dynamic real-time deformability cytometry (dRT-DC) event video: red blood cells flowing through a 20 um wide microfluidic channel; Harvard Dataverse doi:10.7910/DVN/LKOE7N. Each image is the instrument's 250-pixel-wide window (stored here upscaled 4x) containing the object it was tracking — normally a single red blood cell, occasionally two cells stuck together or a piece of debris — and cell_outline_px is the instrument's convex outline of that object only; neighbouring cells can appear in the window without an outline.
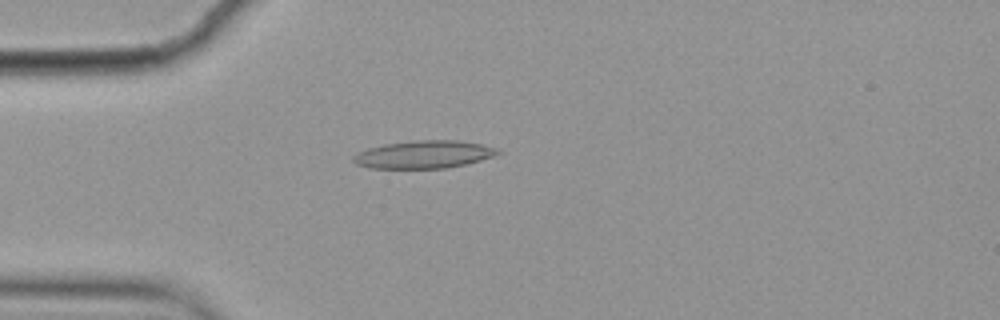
{"species": "common noctule bat (a hibernating species)", "species_latin": "Nyctalus noctula", "temperature_condition": "cold", "stored_images_in_passage": 4, "camera_frame_rate_fps": 3000, "um_per_image_px": 0.085, "animal": {"sex": "female", "body_mass_g": 19.9}, "frame": {"image": 1, "passage_image": 4, "time_ms": 1.0, "image_size_px": [1000, 320], "cell_outline_px": [[500, 152], [492, 156], [480, 160], [448, 168], [372, 168], [356, 164], [352, 160], [352, 156], [368, 148], [384, 144], [416, 140], [456, 140], [480, 144], [496, 148]], "centroid_in_image_um": [35.99, 13.13], "position_along_channel_um": 49.0, "area_um2": 23.06}}